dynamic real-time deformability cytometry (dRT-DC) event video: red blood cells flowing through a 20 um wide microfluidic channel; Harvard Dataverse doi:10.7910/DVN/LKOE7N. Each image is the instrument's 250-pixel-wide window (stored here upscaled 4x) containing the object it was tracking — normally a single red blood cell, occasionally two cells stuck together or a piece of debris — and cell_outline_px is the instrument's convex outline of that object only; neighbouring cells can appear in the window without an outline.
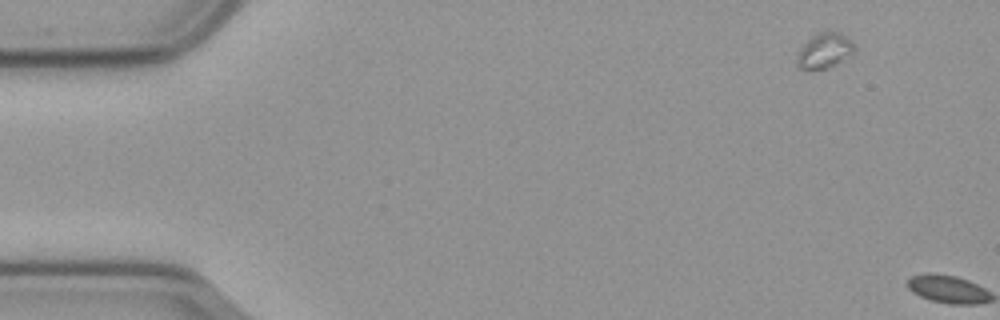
{"species": "common noctule bat (a hibernating species)", "species_latin": "Nyctalus noctula", "temperature_condition": "cold", "stored_images_in_passage": 2, "segment_of_instrument_passage": [1, 2], "camera_frame_rate_fps": 3000, "um_per_image_px": 0.085, "animal": {"sex": "male", "body_mass_g": 23.1, "forearm_length_mm": 52.7}, "frame": {"image": 1, "passage_image": 1, "time_ms": 0.0, "image_size_px": [1000, 320], "cell_outline_px": [[856, 52], [852, 56], [828, 68], [800, 68], [796, 64], [796, 56], [800, 48], [812, 36], [824, 28], [828, 28], [840, 32], [848, 36], [852, 40], [856, 48]], "centroid_in_image_um": [70.15, 4.24], "position_along_channel_um": 14.8, "area_um2": 12.31}}